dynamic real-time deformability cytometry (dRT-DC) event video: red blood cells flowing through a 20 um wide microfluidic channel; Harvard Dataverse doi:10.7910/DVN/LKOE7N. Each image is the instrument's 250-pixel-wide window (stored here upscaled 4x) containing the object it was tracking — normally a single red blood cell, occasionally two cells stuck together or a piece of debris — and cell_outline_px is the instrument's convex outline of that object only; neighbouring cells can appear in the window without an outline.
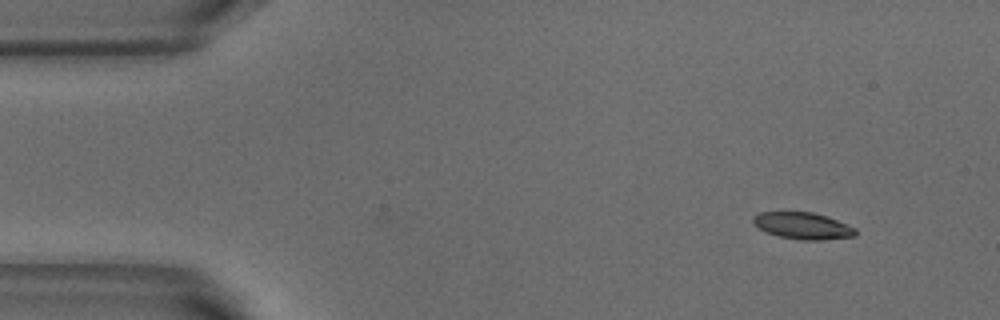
{"species": "common noctule bat (a hibernating species)", "species_latin": "Nyctalus noctula", "temperature_condition": "warm", "stored_images_in_passage": 4, "camera_frame_rate_fps": 3000, "um_per_image_px": 0.085, "animal": {"sex": "male", "body_mass_g": 18.8}, "frame": {"image": 1, "passage_image": 1, "time_ms": 0.0, "image_size_px": [1000, 320], "cell_outline_px": [[856, 236], [820, 240], [800, 240], [780, 236], [764, 232], [752, 220], [752, 216], [760, 212], [812, 212], [836, 220], [856, 228]], "centroid_in_image_um": [68.22, 19.19], "position_along_channel_um": 16.8, "area_um2": 15.78}}
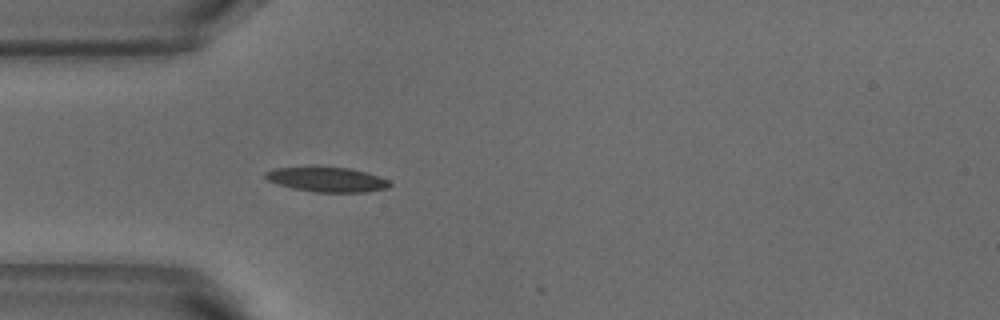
{"frame": {"image": 2, "passage_image": 4, "time_ms": 1.0, "image_size_px": [1000, 320], "cell_outline_px": [[392, 184], [388, 188], [364, 192], [316, 192], [292, 188], [268, 180], [264, 176], [264, 172], [272, 168], [308, 164], [316, 164], [352, 168], [368, 172], [388, 180]], "centroid_in_image_um": [27.74, 15.19], "position_along_channel_um": 57.3, "area_um2": 18.9}}